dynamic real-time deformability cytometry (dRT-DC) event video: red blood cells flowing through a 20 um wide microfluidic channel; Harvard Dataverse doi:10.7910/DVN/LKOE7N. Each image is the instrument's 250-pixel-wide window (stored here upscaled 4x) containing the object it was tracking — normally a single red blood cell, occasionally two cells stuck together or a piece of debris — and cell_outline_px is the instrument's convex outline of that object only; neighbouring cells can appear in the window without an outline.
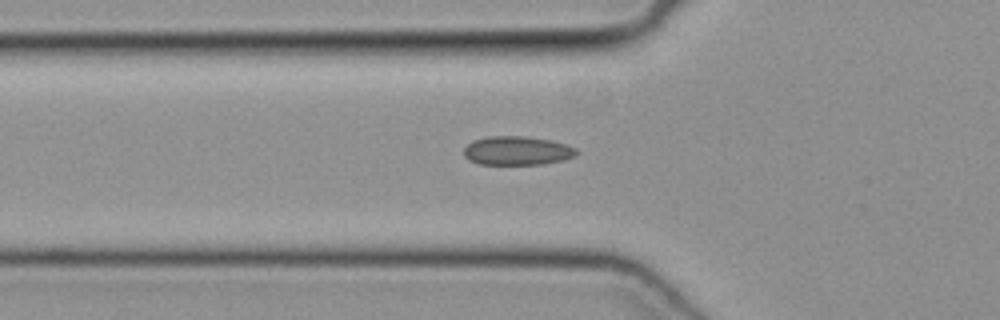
{"species": "common noctule bat (a hibernating species)", "species_latin": "Nyctalus noctula", "temperature_condition": "cold", "stored_images_in_passage": 35, "camera_frame_rate_fps": 3000, "um_per_image_px": 0.085, "animal": {"sex": "female", "body_mass_g": 19.3, "forearm_length_mm": 54.1}, "frame": {"image": 1, "passage_image": 6, "time_ms": 1.667, "image_size_px": [1000, 320], "cell_outline_px": [[580, 152], [576, 156], [564, 160], [544, 164], [480, 164], [468, 160], [464, 156], [464, 148], [472, 140], [488, 136], [524, 136], [552, 140], [576, 148]], "centroid_in_image_um": [43.97, 12.81], "position_along_channel_um": 81.8, "area_um2": 19.13}}
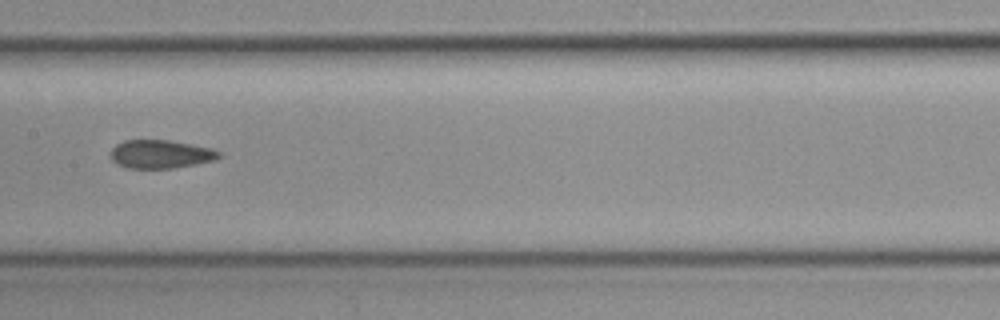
{"frame": {"image": 2, "passage_image": 14, "time_ms": 4.333, "image_size_px": [1000, 320], "cell_outline_px": [[220, 156], [216, 160], [196, 164], [172, 168], [128, 168], [116, 164], [112, 160], [112, 148], [116, 144], [124, 140], [168, 140], [212, 148], [220, 152]], "centroid_in_image_um": [13.65, 13.1], "position_along_channel_um": 193.7, "area_um2": 17.86}}
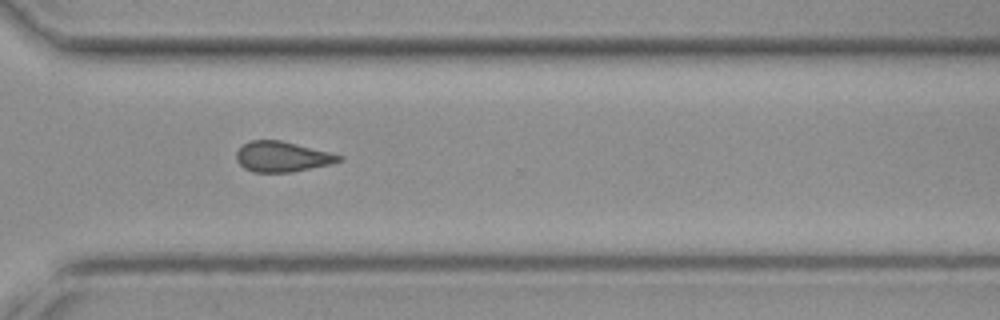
{"frame": {"image": 3, "passage_image": 25, "time_ms": 8.0, "image_size_px": [1000, 320], "cell_outline_px": [[344, 160], [328, 164], [292, 172], [252, 172], [244, 168], [236, 160], [236, 152], [248, 140], [280, 140], [344, 156]], "centroid_in_image_um": [23.95, 13.32], "position_along_channel_um": 346.6, "area_um2": 17.98}}